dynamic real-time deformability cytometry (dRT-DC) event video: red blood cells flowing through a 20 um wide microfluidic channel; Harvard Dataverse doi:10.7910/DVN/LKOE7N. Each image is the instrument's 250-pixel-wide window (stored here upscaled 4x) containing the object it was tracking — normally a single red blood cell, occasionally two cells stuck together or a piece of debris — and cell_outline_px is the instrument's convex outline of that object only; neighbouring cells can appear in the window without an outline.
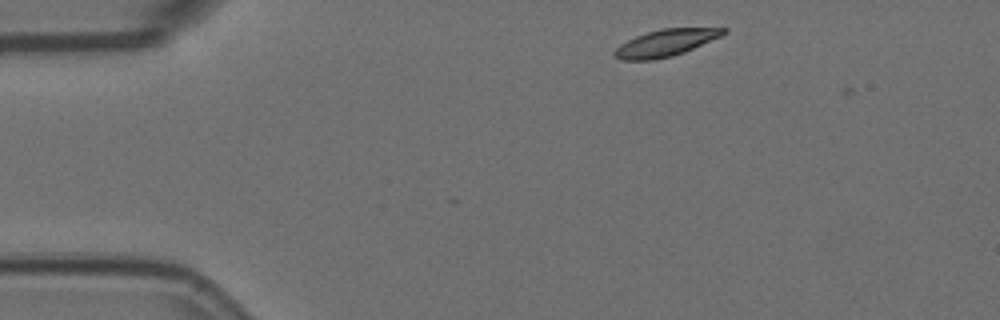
{"species": "Egyptian fruit bat (a non-hibernating species)", "species_latin": "Rousettus aegyptiacus", "temperature_condition": "room temperature", "stored_images_in_passage": 3, "camera_frame_rate_fps": 3000, "um_per_image_px": 0.085, "animal": {"sex": "female"}, "frame": {"image": 1, "passage_image": 2, "time_ms": 0.333, "image_size_px": [1000, 320], "cell_outline_px": [[728, 32], [720, 36], [684, 52], [672, 56], [652, 60], [620, 60], [612, 56], [612, 52], [620, 44], [636, 36], [648, 32], [664, 28], [728, 28]], "centroid_in_image_um": [56.53, 3.65], "position_along_channel_um": 28.5, "area_um2": 16.94}}